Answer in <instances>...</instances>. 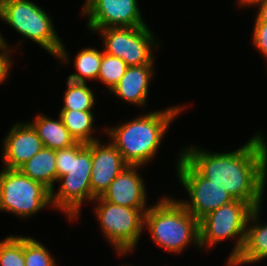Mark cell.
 Segmentation results:
<instances>
[{"label":"cell","mask_w":267,"mask_h":266,"mask_svg":"<svg viewBox=\"0 0 267 266\" xmlns=\"http://www.w3.org/2000/svg\"><path fill=\"white\" fill-rule=\"evenodd\" d=\"M83 5L81 16L88 17V30L147 25L137 0H85Z\"/></svg>","instance_id":"8fae6325"},{"label":"cell","mask_w":267,"mask_h":266,"mask_svg":"<svg viewBox=\"0 0 267 266\" xmlns=\"http://www.w3.org/2000/svg\"><path fill=\"white\" fill-rule=\"evenodd\" d=\"M29 123L34 127L43 146L46 148L58 150L78 143L64 126L60 117L56 120L39 113Z\"/></svg>","instance_id":"e0dca14e"},{"label":"cell","mask_w":267,"mask_h":266,"mask_svg":"<svg viewBox=\"0 0 267 266\" xmlns=\"http://www.w3.org/2000/svg\"><path fill=\"white\" fill-rule=\"evenodd\" d=\"M153 243L173 254H180L193 243L200 249L199 221L173 197L164 195L144 214V229Z\"/></svg>","instance_id":"277c9868"},{"label":"cell","mask_w":267,"mask_h":266,"mask_svg":"<svg viewBox=\"0 0 267 266\" xmlns=\"http://www.w3.org/2000/svg\"><path fill=\"white\" fill-rule=\"evenodd\" d=\"M258 10L256 11L255 22H267V0L256 6Z\"/></svg>","instance_id":"4316f807"},{"label":"cell","mask_w":267,"mask_h":266,"mask_svg":"<svg viewBox=\"0 0 267 266\" xmlns=\"http://www.w3.org/2000/svg\"><path fill=\"white\" fill-rule=\"evenodd\" d=\"M178 157L176 177L190 199L178 201L198 221L208 213L234 201L225 188L203 177L181 154Z\"/></svg>","instance_id":"30bf717a"},{"label":"cell","mask_w":267,"mask_h":266,"mask_svg":"<svg viewBox=\"0 0 267 266\" xmlns=\"http://www.w3.org/2000/svg\"><path fill=\"white\" fill-rule=\"evenodd\" d=\"M56 170L60 187L51 191V204L70 221L77 220L82 204L91 201V143L56 150Z\"/></svg>","instance_id":"3957f363"},{"label":"cell","mask_w":267,"mask_h":266,"mask_svg":"<svg viewBox=\"0 0 267 266\" xmlns=\"http://www.w3.org/2000/svg\"><path fill=\"white\" fill-rule=\"evenodd\" d=\"M19 170L52 191L55 189L54 185L57 182L56 150L43 147Z\"/></svg>","instance_id":"ac0fdd59"},{"label":"cell","mask_w":267,"mask_h":266,"mask_svg":"<svg viewBox=\"0 0 267 266\" xmlns=\"http://www.w3.org/2000/svg\"><path fill=\"white\" fill-rule=\"evenodd\" d=\"M0 20H1V14H0ZM9 43L6 42V39H4V37L2 36V34L0 33V48L1 47H12L8 45Z\"/></svg>","instance_id":"f1b7e54d"},{"label":"cell","mask_w":267,"mask_h":266,"mask_svg":"<svg viewBox=\"0 0 267 266\" xmlns=\"http://www.w3.org/2000/svg\"><path fill=\"white\" fill-rule=\"evenodd\" d=\"M154 64L128 66L119 83L109 92L135 107L147 106L149 85L154 75Z\"/></svg>","instance_id":"9a60e30c"},{"label":"cell","mask_w":267,"mask_h":266,"mask_svg":"<svg viewBox=\"0 0 267 266\" xmlns=\"http://www.w3.org/2000/svg\"><path fill=\"white\" fill-rule=\"evenodd\" d=\"M0 171V211L25 219L51 204V191L19 169Z\"/></svg>","instance_id":"ba28073f"},{"label":"cell","mask_w":267,"mask_h":266,"mask_svg":"<svg viewBox=\"0 0 267 266\" xmlns=\"http://www.w3.org/2000/svg\"><path fill=\"white\" fill-rule=\"evenodd\" d=\"M67 90L64 93V103L61 110L92 111L95 105V95L87 83L73 82L67 79Z\"/></svg>","instance_id":"44dd1931"},{"label":"cell","mask_w":267,"mask_h":266,"mask_svg":"<svg viewBox=\"0 0 267 266\" xmlns=\"http://www.w3.org/2000/svg\"><path fill=\"white\" fill-rule=\"evenodd\" d=\"M185 107L173 105L103 129L128 165L145 166L156 157L171 123Z\"/></svg>","instance_id":"7a4b0ae2"},{"label":"cell","mask_w":267,"mask_h":266,"mask_svg":"<svg viewBox=\"0 0 267 266\" xmlns=\"http://www.w3.org/2000/svg\"><path fill=\"white\" fill-rule=\"evenodd\" d=\"M34 127L27 122L15 123L3 138V168L19 169L43 148Z\"/></svg>","instance_id":"4fadbf2b"},{"label":"cell","mask_w":267,"mask_h":266,"mask_svg":"<svg viewBox=\"0 0 267 266\" xmlns=\"http://www.w3.org/2000/svg\"><path fill=\"white\" fill-rule=\"evenodd\" d=\"M25 266H57L55 256L36 238L24 236Z\"/></svg>","instance_id":"cb8c5ba5"},{"label":"cell","mask_w":267,"mask_h":266,"mask_svg":"<svg viewBox=\"0 0 267 266\" xmlns=\"http://www.w3.org/2000/svg\"><path fill=\"white\" fill-rule=\"evenodd\" d=\"M127 68L128 65L122 59L102 51V61L97 80L105 84L110 92L119 83Z\"/></svg>","instance_id":"7402d4cb"},{"label":"cell","mask_w":267,"mask_h":266,"mask_svg":"<svg viewBox=\"0 0 267 266\" xmlns=\"http://www.w3.org/2000/svg\"><path fill=\"white\" fill-rule=\"evenodd\" d=\"M94 112L79 110H60L59 117L64 126L77 142L92 143L101 140L93 137L96 128L94 126Z\"/></svg>","instance_id":"d6986e66"},{"label":"cell","mask_w":267,"mask_h":266,"mask_svg":"<svg viewBox=\"0 0 267 266\" xmlns=\"http://www.w3.org/2000/svg\"><path fill=\"white\" fill-rule=\"evenodd\" d=\"M24 236L9 235L0 241V266H25Z\"/></svg>","instance_id":"603a6c76"},{"label":"cell","mask_w":267,"mask_h":266,"mask_svg":"<svg viewBox=\"0 0 267 266\" xmlns=\"http://www.w3.org/2000/svg\"><path fill=\"white\" fill-rule=\"evenodd\" d=\"M91 202L101 197L116 176L128 166L117 148L108 141L91 143Z\"/></svg>","instance_id":"7c38bea8"},{"label":"cell","mask_w":267,"mask_h":266,"mask_svg":"<svg viewBox=\"0 0 267 266\" xmlns=\"http://www.w3.org/2000/svg\"><path fill=\"white\" fill-rule=\"evenodd\" d=\"M95 216L106 240L118 256L135 251L144 233V214L148 208H128L97 197L93 200Z\"/></svg>","instance_id":"52a82bcc"},{"label":"cell","mask_w":267,"mask_h":266,"mask_svg":"<svg viewBox=\"0 0 267 266\" xmlns=\"http://www.w3.org/2000/svg\"><path fill=\"white\" fill-rule=\"evenodd\" d=\"M252 44L267 60V22H255Z\"/></svg>","instance_id":"d4e9b609"},{"label":"cell","mask_w":267,"mask_h":266,"mask_svg":"<svg viewBox=\"0 0 267 266\" xmlns=\"http://www.w3.org/2000/svg\"><path fill=\"white\" fill-rule=\"evenodd\" d=\"M263 1H265V0H237V5L241 8V7H255L256 8V6L258 5V4H260V3H262Z\"/></svg>","instance_id":"83f0119b"},{"label":"cell","mask_w":267,"mask_h":266,"mask_svg":"<svg viewBox=\"0 0 267 266\" xmlns=\"http://www.w3.org/2000/svg\"><path fill=\"white\" fill-rule=\"evenodd\" d=\"M13 50L9 47L0 48V84H3L9 77L12 69L13 60L11 54Z\"/></svg>","instance_id":"484cf974"},{"label":"cell","mask_w":267,"mask_h":266,"mask_svg":"<svg viewBox=\"0 0 267 266\" xmlns=\"http://www.w3.org/2000/svg\"><path fill=\"white\" fill-rule=\"evenodd\" d=\"M141 167L143 166L128 165L125 167L110 183L101 198L128 208H149L145 183L138 171Z\"/></svg>","instance_id":"5bb4252c"},{"label":"cell","mask_w":267,"mask_h":266,"mask_svg":"<svg viewBox=\"0 0 267 266\" xmlns=\"http://www.w3.org/2000/svg\"><path fill=\"white\" fill-rule=\"evenodd\" d=\"M0 14L1 21L60 59L59 64L70 62L68 51L55 30L51 16L40 5L30 0H11L0 10Z\"/></svg>","instance_id":"5b68a950"},{"label":"cell","mask_w":267,"mask_h":266,"mask_svg":"<svg viewBox=\"0 0 267 266\" xmlns=\"http://www.w3.org/2000/svg\"><path fill=\"white\" fill-rule=\"evenodd\" d=\"M263 132L242 147L216 153L197 146L182 148L181 154L203 177L226 189L234 200L262 206L267 182V142Z\"/></svg>","instance_id":"6da1fadb"},{"label":"cell","mask_w":267,"mask_h":266,"mask_svg":"<svg viewBox=\"0 0 267 266\" xmlns=\"http://www.w3.org/2000/svg\"><path fill=\"white\" fill-rule=\"evenodd\" d=\"M11 0H0V10L6 6Z\"/></svg>","instance_id":"f546056e"},{"label":"cell","mask_w":267,"mask_h":266,"mask_svg":"<svg viewBox=\"0 0 267 266\" xmlns=\"http://www.w3.org/2000/svg\"><path fill=\"white\" fill-rule=\"evenodd\" d=\"M90 31L101 33L105 53L122 59L128 66L154 64L153 49L161 46L147 25Z\"/></svg>","instance_id":"9c48e42d"},{"label":"cell","mask_w":267,"mask_h":266,"mask_svg":"<svg viewBox=\"0 0 267 266\" xmlns=\"http://www.w3.org/2000/svg\"><path fill=\"white\" fill-rule=\"evenodd\" d=\"M254 208L247 202L234 200L208 213L199 220L200 249L215 247L225 240L236 239L225 266H229L241 253L247 223ZM236 237V238H235Z\"/></svg>","instance_id":"8992f818"},{"label":"cell","mask_w":267,"mask_h":266,"mask_svg":"<svg viewBox=\"0 0 267 266\" xmlns=\"http://www.w3.org/2000/svg\"><path fill=\"white\" fill-rule=\"evenodd\" d=\"M102 61V51L96 48H84L79 50L74 59L76 73L68 76L73 82L86 83L87 80H97Z\"/></svg>","instance_id":"ffe728a7"},{"label":"cell","mask_w":267,"mask_h":266,"mask_svg":"<svg viewBox=\"0 0 267 266\" xmlns=\"http://www.w3.org/2000/svg\"><path fill=\"white\" fill-rule=\"evenodd\" d=\"M261 206L254 208L248 223L243 248L229 266H243L267 259V223L261 224Z\"/></svg>","instance_id":"2e32d148"}]
</instances>
